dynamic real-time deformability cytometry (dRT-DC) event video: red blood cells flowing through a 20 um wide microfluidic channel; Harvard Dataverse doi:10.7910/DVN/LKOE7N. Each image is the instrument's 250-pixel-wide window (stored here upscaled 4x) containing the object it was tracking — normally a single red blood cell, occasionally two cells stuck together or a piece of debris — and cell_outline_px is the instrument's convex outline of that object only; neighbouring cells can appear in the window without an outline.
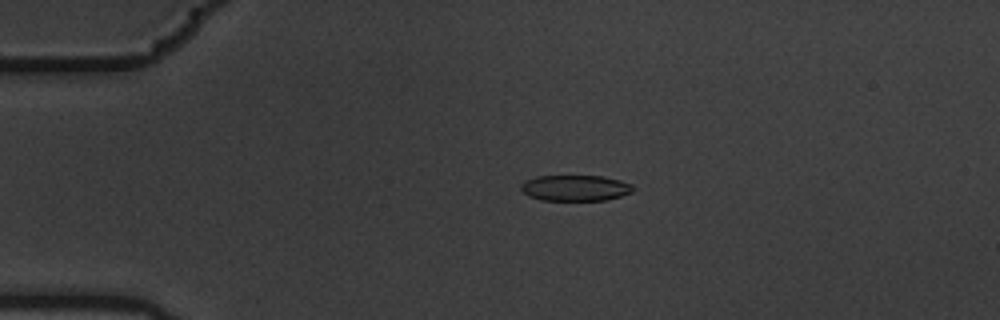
{"species": "common noctule bat (a hibernating species)", "species_latin": "Nyctalus noctula", "temperature_condition": "warm", "stored_images_in_passage": 8, "camera_frame_rate_fps": 3000, "um_per_image_px": 0.085, "animal": {"sex": "male", "body_mass_g": 19.5, "forearm_length_mm": 54.6}, "frame": {"image": 1, "passage_image": 4, "time_ms": 1.0, "image_size_px": [1000, 320], "cell_outline_px": [[636, 188], [632, 192], [608, 200], [540, 200], [528, 196], [520, 188], [520, 184], [524, 180], [536, 176], [600, 176], [620, 180], [632, 184]], "centroid_in_image_um": [48.89, 15.98], "position_along_channel_um": 36.1, "area_um2": 17.05}}
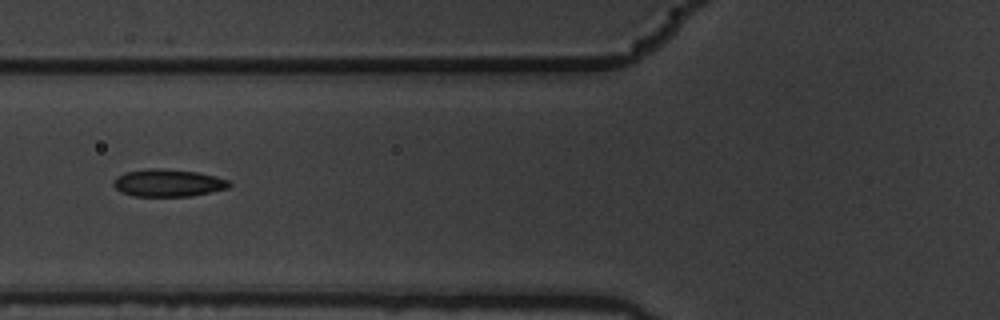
{"frame": {"image": 2, "passage_image": 7, "time_ms": 2.0, "image_size_px": [1000, 320], "cell_outline_px": [[232, 184], [228, 188], [192, 196], [132, 196], [120, 192], [112, 184], [116, 176], [124, 172], [148, 168], [160, 168], [196, 172], [216, 176], [228, 180]], "centroid_in_image_um": [14.26, 15.54], "position_along_channel_um": 111.5, "area_um2": 18.61}}
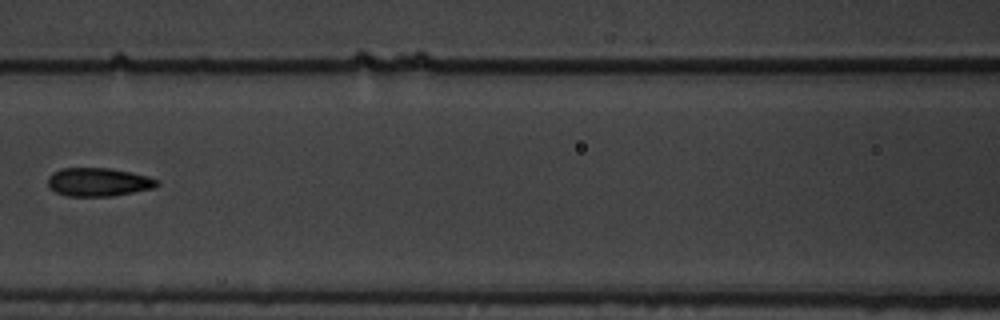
{"frame": {"image": 3, "passage_image": 8, "time_ms": 2.333, "image_size_px": [1000, 320], "cell_outline_px": [[160, 184], [152, 188], [112, 196], [68, 196], [56, 192], [48, 188], [48, 176], [52, 172], [60, 168], [108, 168], [148, 176], [160, 180]], "centroid_in_image_um": [8.33, 15.47], "position_along_channel_um": 158.3, "area_um2": 18.09}}